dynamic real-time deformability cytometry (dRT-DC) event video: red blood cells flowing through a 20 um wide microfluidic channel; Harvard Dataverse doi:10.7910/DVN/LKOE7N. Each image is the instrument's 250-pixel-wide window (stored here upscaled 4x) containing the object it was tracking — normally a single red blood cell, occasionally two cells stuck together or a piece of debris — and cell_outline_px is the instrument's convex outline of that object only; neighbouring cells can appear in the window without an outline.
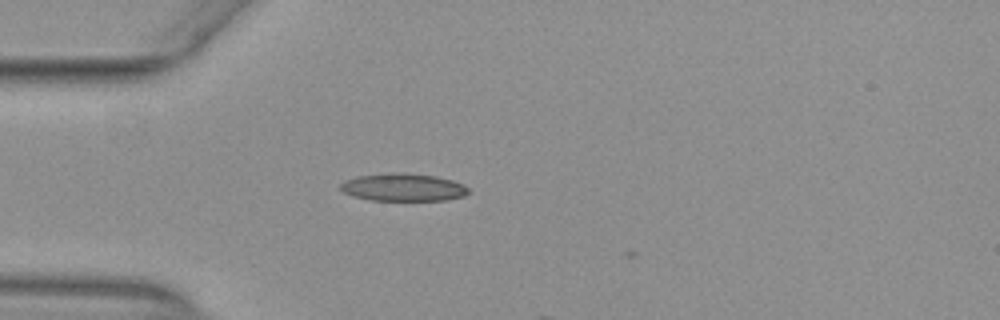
{"species": "common noctule bat (a hibernating species)", "species_latin": "Nyctalus noctula", "temperature_condition": "warm", "stored_images_in_passage": 4, "camera_frame_rate_fps": 3000, "um_per_image_px": 0.085, "animal": {"sex": "female", "body_mass_g": 29.2, "forearm_length_mm": 56.3}, "frame": {"image": 1, "passage_image": 3, "time_ms": 0.667, "image_size_px": [1000, 320], "cell_outline_px": [[468, 192], [464, 196], [448, 200], [368, 200], [352, 196], [344, 192], [340, 188], [340, 184], [344, 180], [356, 176], [392, 172], [436, 176], [452, 180], [464, 184], [468, 188]], "centroid_in_image_um": [34.25, 15.92], "position_along_channel_um": 50.7, "area_um2": 20.69}}